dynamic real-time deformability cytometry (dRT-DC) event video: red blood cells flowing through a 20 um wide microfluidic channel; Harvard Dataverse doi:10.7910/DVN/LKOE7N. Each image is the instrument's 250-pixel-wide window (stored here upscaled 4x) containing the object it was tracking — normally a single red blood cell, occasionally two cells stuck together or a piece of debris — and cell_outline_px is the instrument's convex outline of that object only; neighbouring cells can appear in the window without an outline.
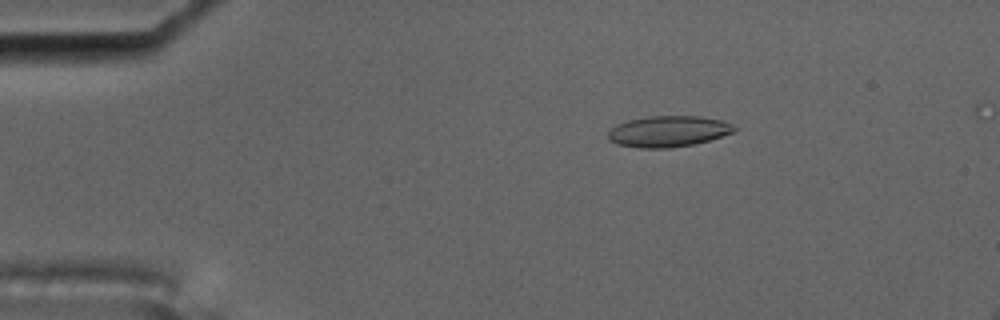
{"species": "common noctule bat (a hibernating species)", "species_latin": "Nyctalus noctula", "temperature_condition": "cold", "stored_images_in_passage": 5, "camera_frame_rate_fps": 3000, "um_per_image_px": 0.085, "animal": {"sex": "male", "body_mass_g": 17.5, "forearm_length_mm": 52.3}, "frame": {"image": 1, "passage_image": 3, "time_ms": 0.667, "image_size_px": [1000, 320], "cell_outline_px": [[736, 128], [732, 132], [696, 144], [668, 148], [640, 148], [616, 144], [608, 140], [608, 132], [616, 124], [628, 120], [648, 116], [700, 116], [720, 120], [732, 124]], "centroid_in_image_um": [56.75, 11.17], "position_along_channel_um": 28.2, "area_um2": 22.77}}